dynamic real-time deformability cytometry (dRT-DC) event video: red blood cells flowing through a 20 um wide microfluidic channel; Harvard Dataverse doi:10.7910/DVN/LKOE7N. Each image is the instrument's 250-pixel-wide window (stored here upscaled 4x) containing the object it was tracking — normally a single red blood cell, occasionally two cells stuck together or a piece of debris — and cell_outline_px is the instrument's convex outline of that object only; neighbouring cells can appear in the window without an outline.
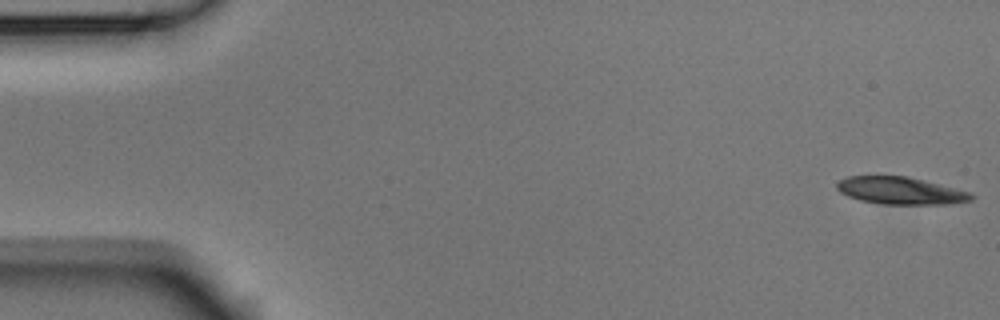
{"species": "Egyptian fruit bat (a non-hibernating species)", "species_latin": "Rousettus aegyptiacus", "temperature_condition": "room temperature", "stored_images_in_passage": 53, "camera_frame_rate_fps": 3000, "um_per_image_px": 0.085, "animal": {"sex": "male"}, "frame": {"image": 1, "passage_image": 1, "time_ms": 0.0, "image_size_px": [1000, 320], "cell_outline_px": [[976, 196], [972, 200], [948, 204], [880, 204], [860, 200], [848, 196], [840, 192], [836, 188], [836, 184], [840, 180], [848, 176], [904, 176], [972, 192]], "centroid_in_image_um": [76.55, 16.22], "position_along_channel_um": 8.5, "area_um2": 21.27}}
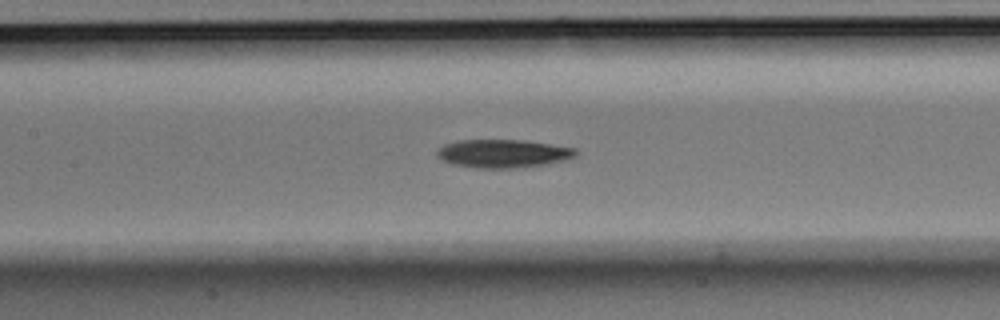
{"frame": {"image": 2, "passage_image": 24, "time_ms": 7.667, "image_size_px": [1000, 320], "cell_outline_px": [[576, 156], [572, 160], [524, 168], [476, 168], [452, 164], [436, 156], [436, 148], [444, 144], [460, 140], [524, 140], [576, 148]], "centroid_in_image_um": [42.8, 13.06], "position_along_channel_um": 164.6, "area_um2": 23.29}}
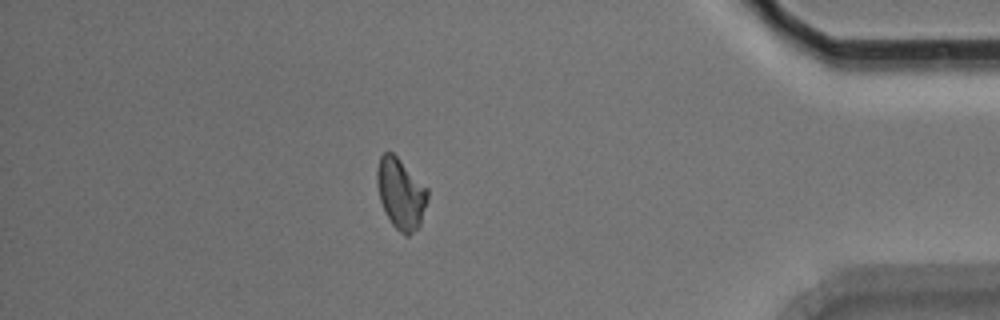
{"frame": {"image": 3, "passage_image": 46, "time_ms": 15.0, "image_size_px": [1000, 320], "cell_outline_px": [[428, 200], [420, 224], [408, 236], [404, 236], [392, 224], [380, 200], [376, 184], [376, 172], [380, 156], [384, 152], [392, 152], [428, 188]], "centroid_in_image_um": [34.07, 16.45], "position_along_channel_um": 401.1, "area_um2": 20.69}, "authors_computed_cell_mechanics": {"area_um2": 21.9062, "velocity_mm_per_s": 3.7635, "shape_relaxation_time_tau1_ms": 3.4327, "shape_relaxation_time_tau2_ms": null, "deformation_change_tau1": 0.1232, "deformation_change_tau2": null}}